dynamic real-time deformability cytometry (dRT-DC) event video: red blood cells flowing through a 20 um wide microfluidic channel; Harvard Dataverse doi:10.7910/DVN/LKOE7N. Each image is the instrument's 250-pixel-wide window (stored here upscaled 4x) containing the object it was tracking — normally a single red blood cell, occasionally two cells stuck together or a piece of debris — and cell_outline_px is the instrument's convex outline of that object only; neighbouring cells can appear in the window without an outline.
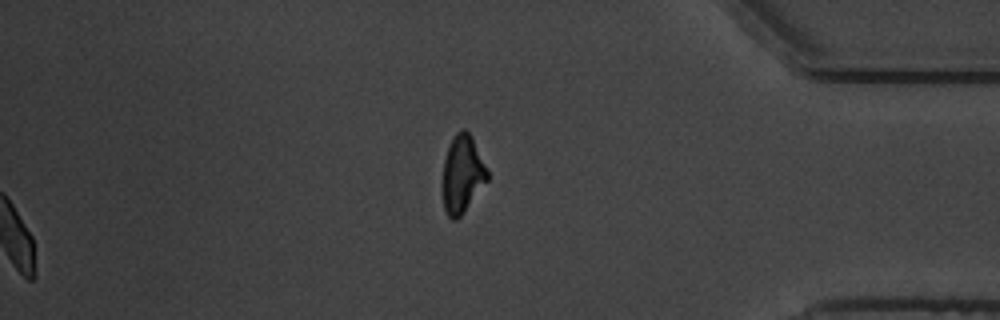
{"species": "common noctule bat (a hibernating species)", "species_latin": "Nyctalus noctula", "temperature_condition": "warm", "stored_images_in_passage": 53, "segment_of_instrument_passage": [2, 2], "camera_frame_rate_fps": 3000, "um_per_image_px": 0.085, "animal": {"sex": "male", "body_mass_g": 19.5, "forearm_length_mm": 54.6}, "frame": {"image": 1, "passage_image": 53, "time_ms": 17.333, "image_size_px": [1000, 320], "cell_outline_px": [[488, 180], [464, 212], [456, 220], [452, 220], [448, 216], [444, 208], [444, 160], [448, 148], [456, 132], [464, 128], [472, 136], [488, 168]], "centroid_in_image_um": [39.34, 14.79], "position_along_channel_um": 395.9, "area_um2": 20.0}}